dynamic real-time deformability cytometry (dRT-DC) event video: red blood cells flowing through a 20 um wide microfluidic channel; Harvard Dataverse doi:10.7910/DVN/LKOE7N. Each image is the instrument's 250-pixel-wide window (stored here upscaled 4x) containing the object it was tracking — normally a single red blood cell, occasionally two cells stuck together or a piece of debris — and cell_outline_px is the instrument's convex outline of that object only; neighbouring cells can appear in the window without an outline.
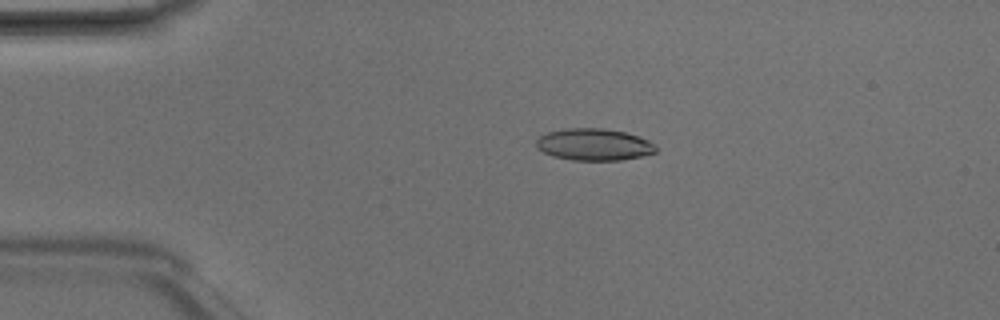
{"species": "Egyptian fruit bat (a non-hibernating species)", "species_latin": "Rousettus aegyptiacus", "temperature_condition": "room temperature", "stored_images_in_passage": 4, "camera_frame_rate_fps": 3000, "um_per_image_px": 0.085, "animal": {"sex": "male"}, "frame": {"image": 1, "passage_image": 3, "time_ms": 0.667, "image_size_px": [1000, 320], "cell_outline_px": [[656, 152], [640, 156], [620, 160], [572, 160], [552, 156], [536, 148], [536, 140], [540, 136], [548, 132], [564, 128], [604, 128], [624, 132], [648, 140], [656, 144]], "centroid_in_image_um": [50.46, 12.28], "position_along_channel_um": 34.5, "area_um2": 22.2}}